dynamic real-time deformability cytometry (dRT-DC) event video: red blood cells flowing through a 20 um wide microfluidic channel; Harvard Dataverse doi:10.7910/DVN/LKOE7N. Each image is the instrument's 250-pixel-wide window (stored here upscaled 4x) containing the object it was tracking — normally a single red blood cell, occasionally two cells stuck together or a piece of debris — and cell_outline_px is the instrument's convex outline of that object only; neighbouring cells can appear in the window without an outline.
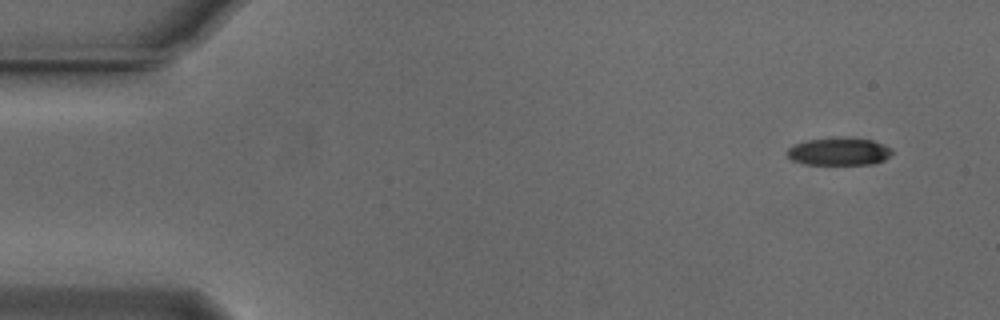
{"species": "Egyptian fruit bat (a non-hibernating species)", "species_latin": "Rousettus aegyptiacus", "temperature_condition": "cold", "stored_images_in_passage": 52, "camera_frame_rate_fps": 3000, "um_per_image_px": 0.085, "animal": {"sex": "male"}, "frame": {"image": 1, "passage_image": 1, "time_ms": 0.0, "image_size_px": [1000, 320], "cell_outline_px": [[892, 152], [884, 160], [872, 164], [804, 164], [792, 160], [784, 152], [788, 148], [796, 144], [808, 140], [848, 136], [872, 140], [884, 144], [892, 148]], "centroid_in_image_um": [71.32, 12.86], "position_along_channel_um": 13.7, "area_um2": 17.05}}
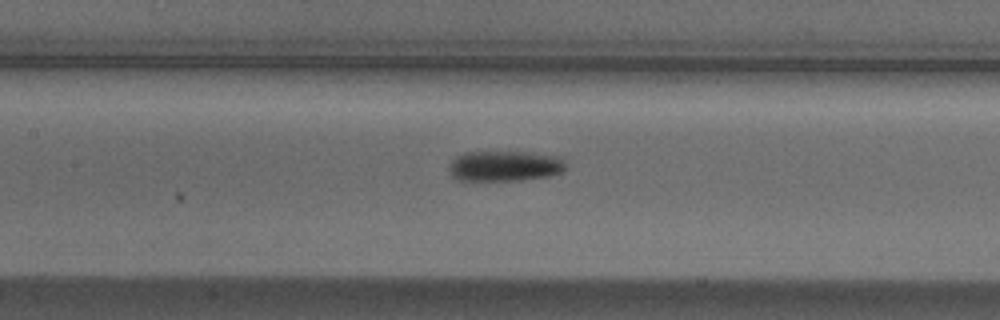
{"frame": {"image": 2, "passage_image": 22, "time_ms": 7.0, "image_size_px": [1000, 320], "cell_outline_px": [[564, 168], [560, 172], [548, 176], [520, 180], [456, 180], [452, 176], [448, 168], [452, 160], [456, 156], [464, 152], [524, 152], [560, 156], [564, 164]], "centroid_in_image_um": [42.85, 14.1], "position_along_channel_um": 164.6, "area_um2": 20.58}}
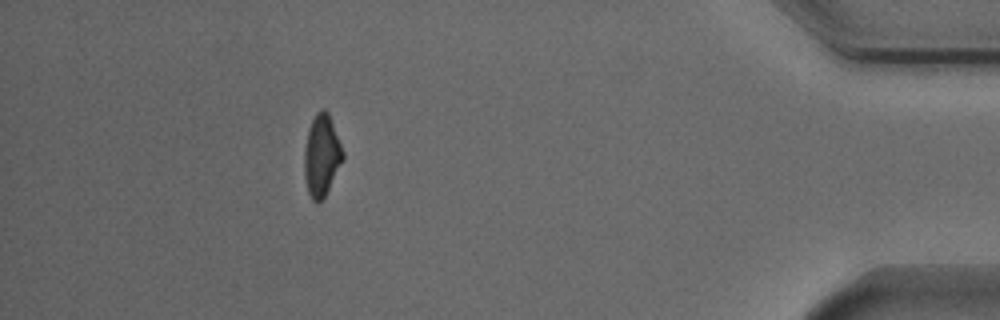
{"frame": {"image": 3, "passage_image": 46, "time_ms": 15.0, "image_size_px": [1000, 320], "cell_outline_px": [[344, 160], [324, 196], [316, 204], [312, 200], [308, 192], [304, 176], [304, 148], [308, 128], [316, 112], [324, 108], [328, 112], [344, 152]], "centroid_in_image_um": [27.33, 13.21], "position_along_channel_um": 407.9, "area_um2": 18.38}, "authors_computed_cell_mechanics": {"area_um2": 19.1318, "velocity_mm_per_s": 3.7487, "shape_relaxation_time_tau1_ms": 4.3861, "shape_relaxation_time_tau2_ms": null, "deformation_change_tau1": 0.1198, "deformation_change_tau2": null}}